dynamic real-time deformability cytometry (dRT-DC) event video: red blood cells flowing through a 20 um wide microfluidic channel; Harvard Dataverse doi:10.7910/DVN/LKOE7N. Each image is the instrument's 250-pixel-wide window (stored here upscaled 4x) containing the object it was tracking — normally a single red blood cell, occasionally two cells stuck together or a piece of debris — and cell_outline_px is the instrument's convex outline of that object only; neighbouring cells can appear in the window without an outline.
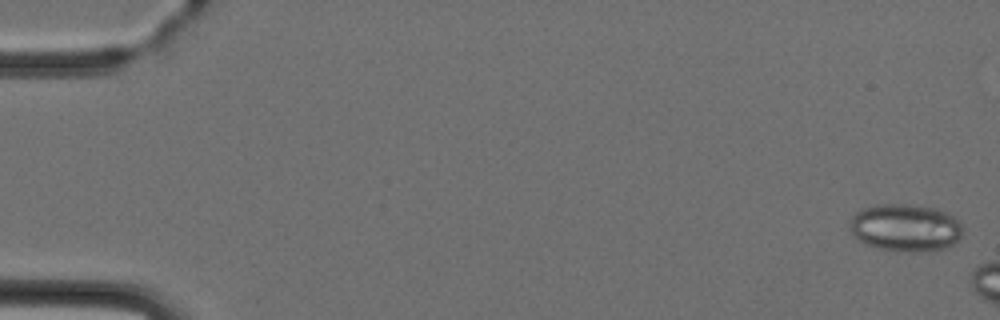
{"species": "Egyptian fruit bat (a non-hibernating species)", "species_latin": "Rousettus aegyptiacus", "temperature_condition": "cold", "stored_images_in_passage": 8, "camera_frame_rate_fps": 3000, "um_per_image_px": 0.085, "animal": {"sex": "female"}, "frame": {"image": 1, "passage_image": 1, "time_ms": 0.0, "image_size_px": [1000, 320], "cell_outline_px": [[964, 228], [960, 236], [952, 244], [936, 252], [896, 252], [864, 244], [848, 228], [852, 216], [856, 212], [864, 208], [876, 204], [908, 204], [936, 208], [948, 212]], "centroid_in_image_um": [76.96, 19.36], "position_along_channel_um": 8.0, "area_um2": 31.62}}
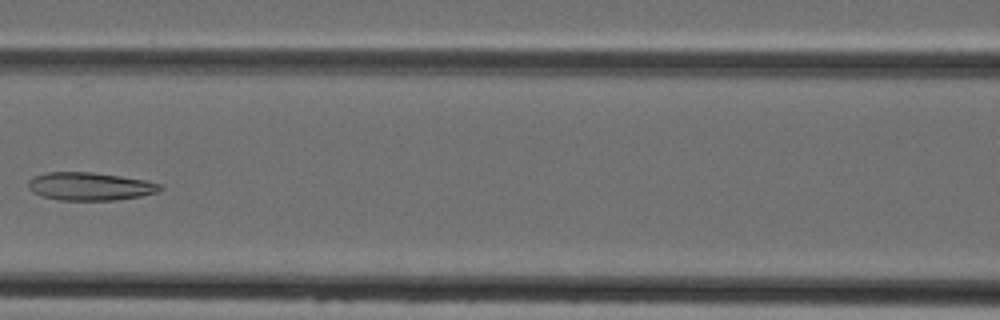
{"frame": {"image": 2, "passage_image": 8, "time_ms": 9.0, "image_size_px": [1000, 320], "cell_outline_px": [[164, 188], [160, 192], [140, 196], [112, 200], [60, 200], [40, 196], [32, 192], [28, 188], [28, 180], [32, 176], [44, 172], [92, 172], [148, 180], [160, 184]], "centroid_in_image_um": [7.63, 15.83], "position_along_channel_um": 159.0, "area_um2": 21.79}}